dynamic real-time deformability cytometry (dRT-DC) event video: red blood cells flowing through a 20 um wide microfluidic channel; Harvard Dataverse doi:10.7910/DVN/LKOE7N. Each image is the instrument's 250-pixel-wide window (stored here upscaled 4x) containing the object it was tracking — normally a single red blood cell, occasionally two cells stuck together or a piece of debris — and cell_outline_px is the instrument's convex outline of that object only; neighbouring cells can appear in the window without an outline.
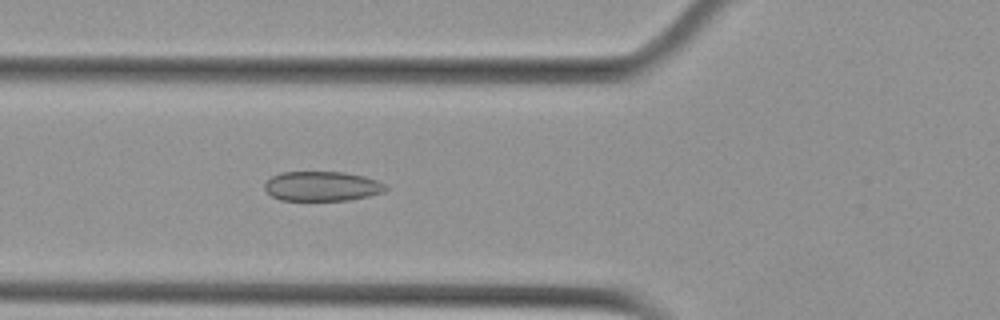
{"species": "Egyptian fruit bat (a non-hibernating species)", "species_latin": "Rousettus aegyptiacus", "temperature_condition": "cold", "stored_images_in_passage": 55, "camera_frame_rate_fps": 3000, "um_per_image_px": 0.085, "animal": {"sex": "female"}, "frame": {"image": 1, "passage_image": 20, "time_ms": 6.333, "image_size_px": [1000, 320], "cell_outline_px": [[388, 188], [384, 192], [368, 196], [348, 200], [280, 200], [272, 196], [264, 188], [264, 184], [272, 176], [280, 172], [344, 172], [364, 176], [376, 180], [384, 184]], "centroid_in_image_um": [27.36, 15.82], "position_along_channel_um": 98.4, "area_um2": 20.87}}
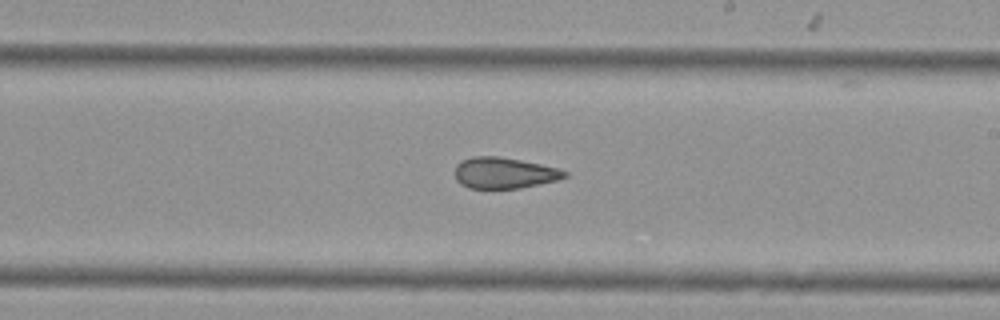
{"frame": {"image": 2, "passage_image": 32, "time_ms": 10.333, "image_size_px": [1000, 320], "cell_outline_px": [[568, 176], [556, 180], [520, 188], [468, 188], [460, 184], [456, 180], [456, 164], [460, 160], [472, 156], [500, 156], [540, 164], [556, 168], [568, 172]], "centroid_in_image_um": [42.82, 14.69], "position_along_channel_um": 246.2, "area_um2": 19.83}}
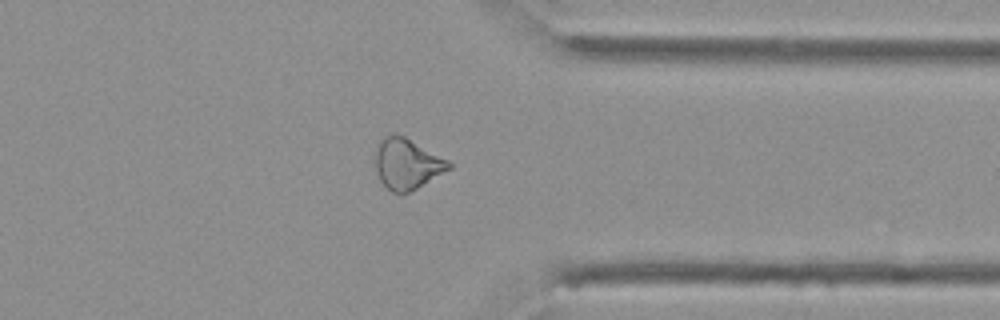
{"frame": {"image": 3, "passage_image": 43, "time_ms": 14.0, "image_size_px": [1000, 320], "cell_outline_px": [[452, 168], [416, 188], [408, 192], [392, 192], [380, 180], [376, 168], [376, 152], [380, 140], [384, 136], [404, 136], [448, 160], [452, 164]], "centroid_in_image_um": [34.61, 13.93], "position_along_channel_um": 376.8, "area_um2": 21.04}, "authors_computed_cell_mechanics": {"area_um2": 23.0044, "velocity_mm_per_s": 3.6914, "shape_relaxation_time_tau1_ms": null, "shape_relaxation_time_tau2_ms": 2.7341, "deformation_change_tau1": null, "deformation_change_tau2": 0.0925}}